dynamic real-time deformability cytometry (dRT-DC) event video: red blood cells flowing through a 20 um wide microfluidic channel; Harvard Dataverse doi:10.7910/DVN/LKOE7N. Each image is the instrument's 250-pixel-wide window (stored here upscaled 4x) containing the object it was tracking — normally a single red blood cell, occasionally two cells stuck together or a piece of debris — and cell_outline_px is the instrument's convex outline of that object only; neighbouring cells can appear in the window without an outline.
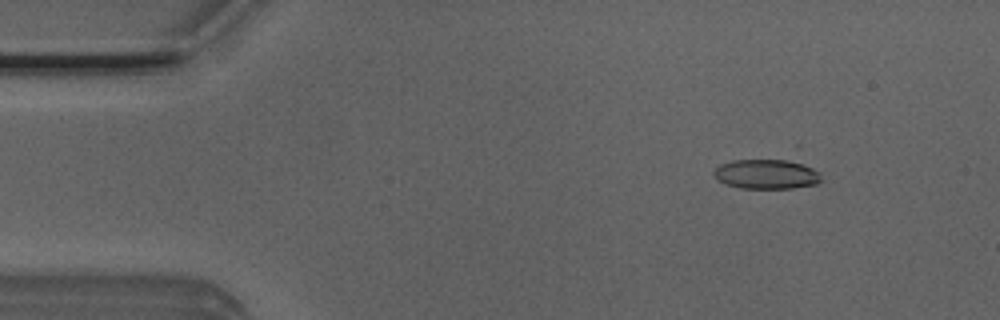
{"species": "Egyptian fruit bat (a non-hibernating species)", "species_latin": "Rousettus aegyptiacus", "temperature_condition": "room temperature", "stored_images_in_passage": 9, "camera_frame_rate_fps": 3000, "um_per_image_px": 0.085, "animal": {"sex": "male"}, "frame": {"image": 1, "passage_image": 5, "time_ms": 1.333, "image_size_px": [1000, 320], "cell_outline_px": [[820, 180], [816, 184], [792, 188], [740, 188], [724, 184], [716, 180], [712, 172], [720, 164], [732, 160], [784, 160], [800, 164], [812, 168], [820, 172]], "centroid_in_image_um": [65.08, 14.81], "position_along_channel_um": 19.9, "area_um2": 18.44}}